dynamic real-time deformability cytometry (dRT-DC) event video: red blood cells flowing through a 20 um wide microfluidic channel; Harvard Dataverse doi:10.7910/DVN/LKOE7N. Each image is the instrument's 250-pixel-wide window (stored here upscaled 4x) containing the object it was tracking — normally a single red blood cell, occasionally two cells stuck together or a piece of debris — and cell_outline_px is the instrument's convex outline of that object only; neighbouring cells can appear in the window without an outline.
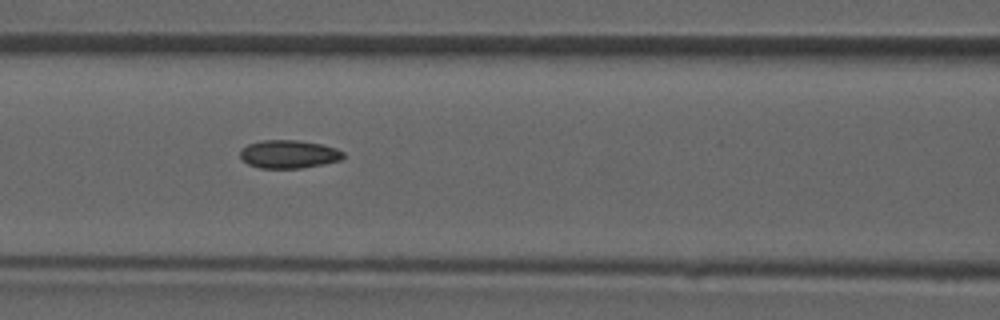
{"species": "common noctule bat (a hibernating species)", "species_latin": "Nyctalus noctula", "temperature_condition": "room temperature", "stored_images_in_passage": 34, "camera_frame_rate_fps": 3000, "um_per_image_px": 0.085, "animal": {"sex": "male", "forearm_length_mm": 52.5}, "frame": {"image": 1, "passage_image": 6, "time_ms": 1.667, "image_size_px": [1000, 320], "cell_outline_px": [[344, 156], [340, 160], [324, 164], [300, 168], [260, 168], [248, 164], [240, 156], [240, 152], [248, 144], [264, 140], [296, 140], [320, 144], [336, 148], [344, 152]], "centroid_in_image_um": [24.56, 13.11], "position_along_channel_um": 142.0, "area_um2": 16.76}}